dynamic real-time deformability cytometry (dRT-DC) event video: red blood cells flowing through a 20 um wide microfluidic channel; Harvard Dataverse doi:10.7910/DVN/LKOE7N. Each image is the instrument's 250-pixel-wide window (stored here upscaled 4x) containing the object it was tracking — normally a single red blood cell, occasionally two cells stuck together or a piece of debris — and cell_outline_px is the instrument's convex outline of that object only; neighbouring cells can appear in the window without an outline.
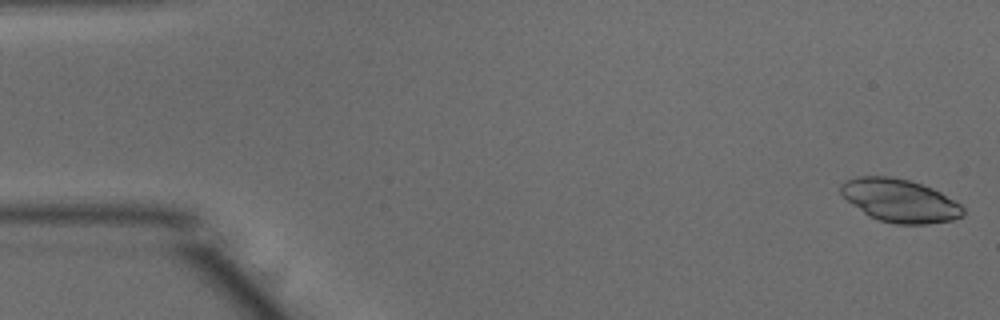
{"species": "common noctule bat (a hibernating species)", "species_latin": "Nyctalus noctula", "temperature_condition": "warm", "stored_images_in_passage": 8, "camera_frame_rate_fps": 3000, "um_per_image_px": 0.085, "animal": {"sex": "male", "body_mass_g": 15.6}, "frame": {"image": 1, "passage_image": 1, "time_ms": 0.0, "image_size_px": [1000, 320], "cell_outline_px": [[964, 216], [952, 220], [928, 224], [896, 224], [880, 220], [868, 216], [852, 204], [840, 192], [840, 184], [844, 180], [856, 176], [888, 176], [908, 180], [932, 188], [940, 192], [960, 204], [964, 208]], "centroid_in_image_um": [76.47, 17.05], "position_along_channel_um": 8.5, "area_um2": 30.63}}